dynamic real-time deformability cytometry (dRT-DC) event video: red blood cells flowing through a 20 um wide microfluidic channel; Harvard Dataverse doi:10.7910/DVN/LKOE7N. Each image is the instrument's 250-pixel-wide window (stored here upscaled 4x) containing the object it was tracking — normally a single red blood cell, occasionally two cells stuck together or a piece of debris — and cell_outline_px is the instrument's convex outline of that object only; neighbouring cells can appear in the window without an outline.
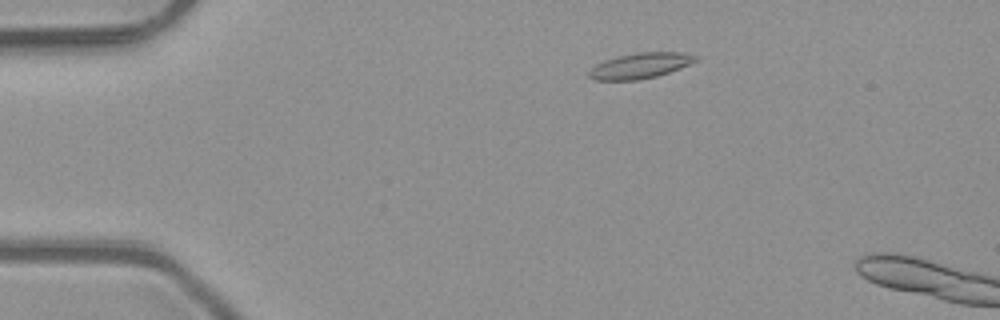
{"species": "common noctule bat (a hibernating species)", "species_latin": "Nyctalus noctula", "temperature_condition": "room temperature", "stored_images_in_passage": 5, "camera_frame_rate_fps": 3000, "um_per_image_px": 0.085, "animal": {"sex": "male", "body_mass_g": 23.1, "forearm_length_mm": 52.7}, "frame": {"image": 1, "passage_image": 2, "time_ms": 0.333, "image_size_px": [1000, 320], "cell_outline_px": [[700, 60], [680, 68], [656, 76], [636, 80], [592, 80], [588, 76], [588, 72], [596, 64], [604, 60], [636, 52], [684, 52], [700, 56]], "centroid_in_image_um": [54.46, 5.57], "position_along_channel_um": 30.5, "area_um2": 15.95}}